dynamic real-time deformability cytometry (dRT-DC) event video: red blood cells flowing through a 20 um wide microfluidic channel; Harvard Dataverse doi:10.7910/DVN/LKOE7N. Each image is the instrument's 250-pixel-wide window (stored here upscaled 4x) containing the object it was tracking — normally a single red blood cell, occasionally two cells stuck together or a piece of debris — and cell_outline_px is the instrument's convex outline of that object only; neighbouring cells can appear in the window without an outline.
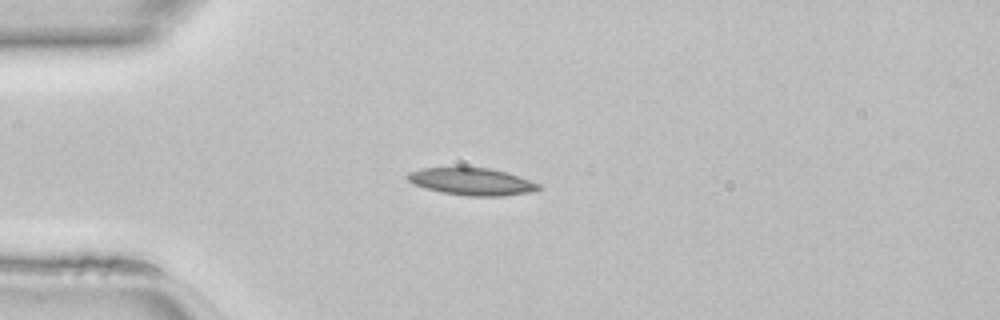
{"species": "common noctule bat (a hibernating species)", "species_latin": "Nyctalus noctula", "temperature_condition": "room temperature", "stored_images_in_passage": 36, "camera_frame_rate_fps": 3000, "um_per_image_px": 0.085, "animal": {"sex": "female", "body_mass_g": 22.7, "forearm_length_mm": 54.2}, "frame": {"image": 1, "passage_image": 1, "time_ms": 0.0, "image_size_px": [1000, 320], "cell_outline_px": [[540, 188], [528, 192], [500, 196], [468, 196], [440, 192], [424, 188], [408, 180], [404, 176], [408, 172], [420, 168], [488, 168], [508, 172], [540, 184]], "centroid_in_image_um": [40.06, 15.43], "position_along_channel_um": 44.9, "area_um2": 20.63}}
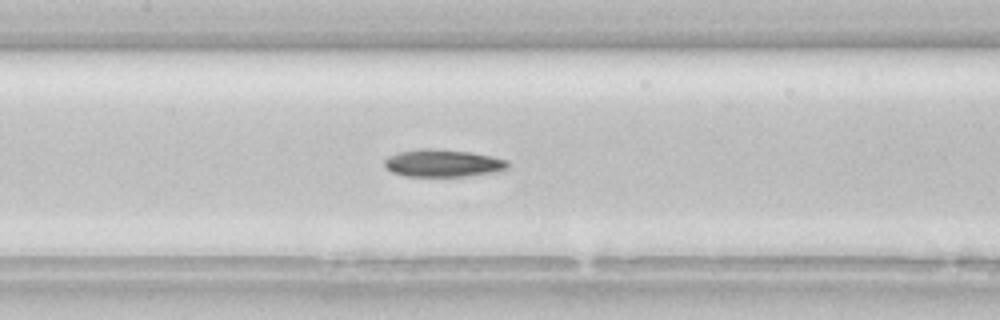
{"frame": {"image": 2, "passage_image": 11, "time_ms": 3.333, "image_size_px": [1000, 320], "cell_outline_px": [[508, 168], [504, 172], [468, 176], [404, 176], [392, 172], [384, 168], [384, 160], [388, 156], [400, 152], [424, 148], [436, 148], [472, 152], [492, 156], [508, 160]], "centroid_in_image_um": [37.7, 13.87], "position_along_channel_um": 169.7, "area_um2": 20.17}}